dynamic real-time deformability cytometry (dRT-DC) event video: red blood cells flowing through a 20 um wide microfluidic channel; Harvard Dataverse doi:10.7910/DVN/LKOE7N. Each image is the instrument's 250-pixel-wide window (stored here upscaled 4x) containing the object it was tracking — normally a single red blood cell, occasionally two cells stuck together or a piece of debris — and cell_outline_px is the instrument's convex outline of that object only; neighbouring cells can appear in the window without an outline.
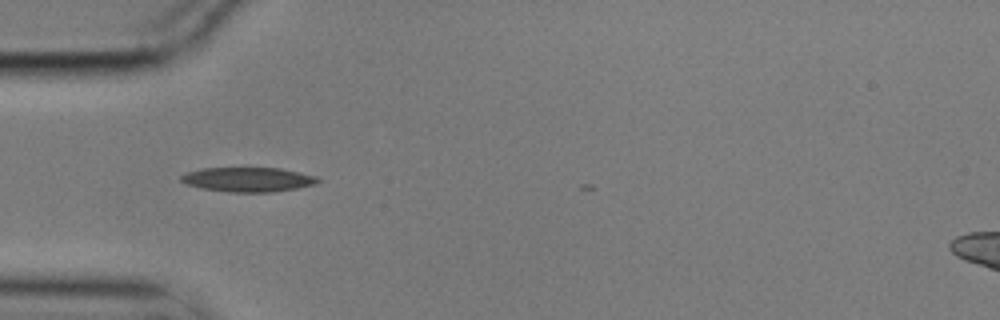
{"species": "common noctule bat (a hibernating species)", "species_latin": "Nyctalus noctula", "temperature_condition": "cold", "stored_images_in_passage": 3, "camera_frame_rate_fps": 3000, "um_per_image_px": 0.085, "animal": {"sex": "male", "body_mass_g": 17.9}, "frame": {"image": 1, "passage_image": 1, "time_ms": 0.0, "image_size_px": [1000, 320], "cell_outline_px": [[320, 180], [316, 184], [296, 188], [272, 192], [232, 192], [204, 188], [188, 184], [180, 180], [180, 176], [188, 172], [204, 168], [280, 168], [300, 172], [316, 176]], "centroid_in_image_um": [21.13, 15.25], "position_along_channel_um": 63.9, "area_um2": 19.25}}